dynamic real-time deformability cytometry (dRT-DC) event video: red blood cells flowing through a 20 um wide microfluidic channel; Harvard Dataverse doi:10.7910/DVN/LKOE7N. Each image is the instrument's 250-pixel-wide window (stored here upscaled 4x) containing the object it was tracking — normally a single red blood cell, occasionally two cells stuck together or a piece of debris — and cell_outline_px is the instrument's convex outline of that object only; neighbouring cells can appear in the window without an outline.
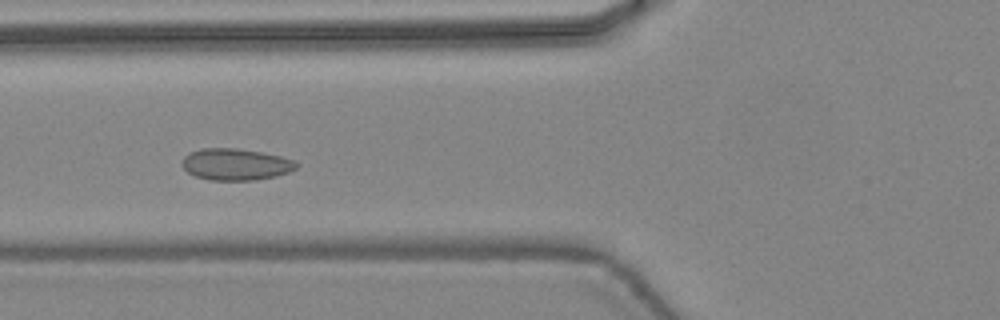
{"species": "common noctule bat (a hibernating species)", "species_latin": "Nyctalus noctula", "temperature_condition": "warm", "stored_images_in_passage": 46, "camera_frame_rate_fps": 3000, "um_per_image_px": 0.085, "animal": {"sex": "female", "body_mass_g": 24.6, "forearm_length_mm": 56.2}, "frame": {"image": 1, "passage_image": 18, "time_ms": 5.667, "image_size_px": [1000, 320], "cell_outline_px": [[300, 164], [296, 168], [288, 172], [276, 176], [252, 180], [208, 180], [196, 176], [188, 172], [180, 164], [180, 160], [188, 152], [200, 148], [236, 148], [260, 152], [280, 156], [296, 160]], "centroid_in_image_um": [20.0, 13.96], "position_along_channel_um": 105.8, "area_um2": 21.27}}
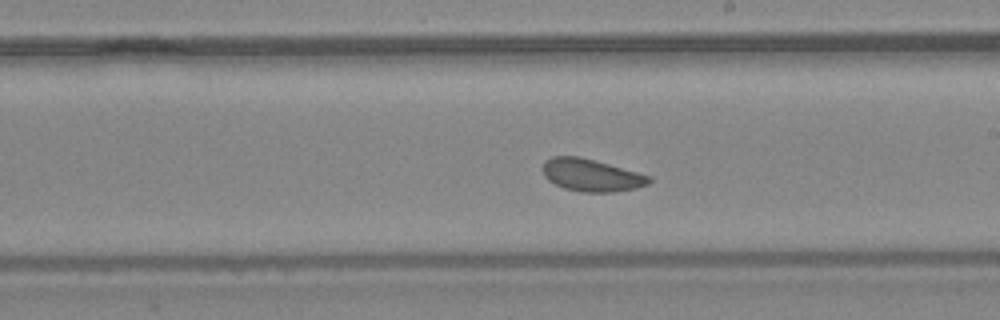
{"frame": {"image": 2, "passage_image": 27, "time_ms": 8.667, "image_size_px": [1000, 320], "cell_outline_px": [[652, 180], [648, 184], [636, 188], [612, 192], [580, 192], [564, 188], [548, 180], [544, 176], [540, 168], [544, 160], [552, 156], [580, 156], [652, 176]], "centroid_in_image_um": [50.23, 14.88], "position_along_channel_um": 238.8, "area_um2": 20.29}}
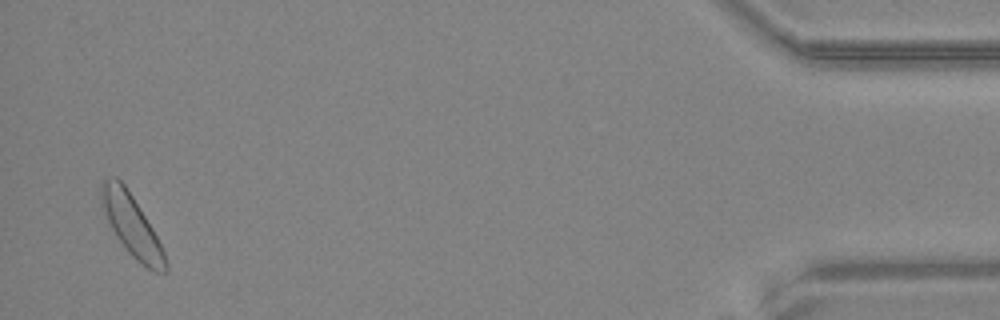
{"frame": {"image": 3, "passage_image": 45, "time_ms": 14.667, "image_size_px": [1000, 320], "cell_outline_px": [[168, 272], [156, 272], [148, 268], [136, 260], [128, 252], [116, 236], [100, 204], [100, 184], [108, 176], [116, 176], [124, 184], [132, 196], [152, 228], [164, 252], [168, 264]], "centroid_in_image_um": [11.17, 19.14], "position_along_channel_um": 424.0, "area_um2": 22.6}}